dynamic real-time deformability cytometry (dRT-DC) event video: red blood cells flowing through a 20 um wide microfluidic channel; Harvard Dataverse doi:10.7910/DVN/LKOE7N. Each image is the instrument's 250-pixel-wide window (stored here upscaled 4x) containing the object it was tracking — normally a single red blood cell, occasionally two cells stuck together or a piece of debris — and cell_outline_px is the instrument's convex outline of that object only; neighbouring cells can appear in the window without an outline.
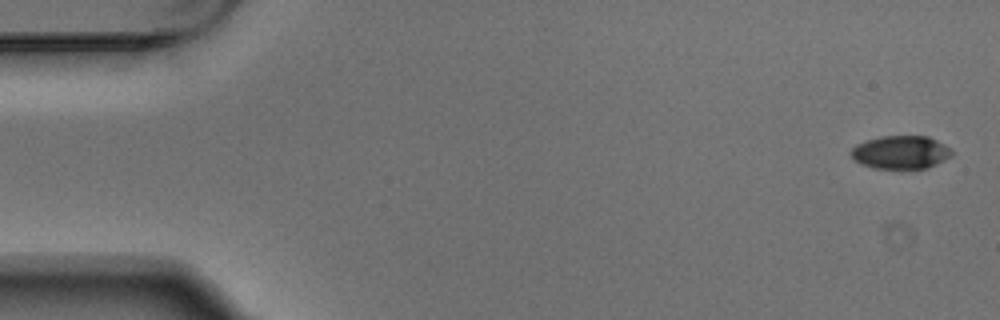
{"species": "Egyptian fruit bat (a non-hibernating species)", "species_latin": "Rousettus aegyptiacus", "temperature_condition": "warm", "stored_images_in_passage": 5, "camera_frame_rate_fps": 3000, "um_per_image_px": 0.085, "animal": {"sex": "male"}, "frame": {"image": 1, "passage_image": 1, "time_ms": 0.0, "image_size_px": [1000, 320], "cell_outline_px": [[952, 156], [928, 168], [872, 168], [860, 164], [848, 152], [856, 144], [880, 136], [928, 136], [952, 148]], "centroid_in_image_um": [76.56, 12.94], "position_along_channel_um": 8.4, "area_um2": 19.54}}
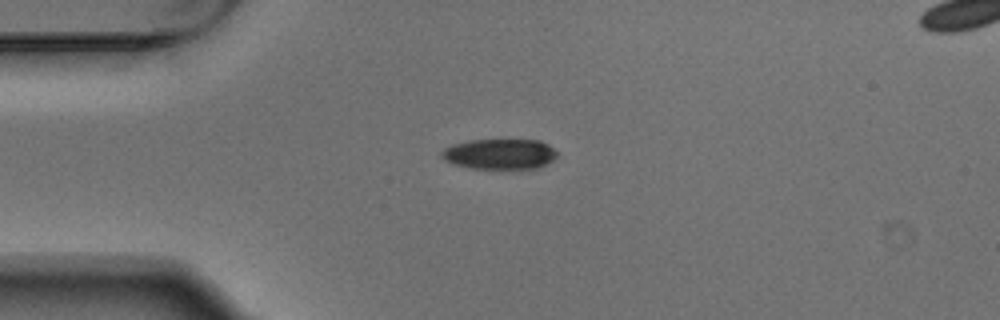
{"frame": {"image": 2, "passage_image": 4, "time_ms": 1.0, "image_size_px": [1000, 320], "cell_outline_px": [[556, 156], [552, 160], [536, 168], [472, 168], [452, 164], [444, 160], [440, 156], [440, 152], [444, 148], [452, 144], [472, 140], [540, 140], [548, 144], [556, 152]], "centroid_in_image_um": [42.42, 13.08], "position_along_channel_um": 42.6, "area_um2": 20.29}}